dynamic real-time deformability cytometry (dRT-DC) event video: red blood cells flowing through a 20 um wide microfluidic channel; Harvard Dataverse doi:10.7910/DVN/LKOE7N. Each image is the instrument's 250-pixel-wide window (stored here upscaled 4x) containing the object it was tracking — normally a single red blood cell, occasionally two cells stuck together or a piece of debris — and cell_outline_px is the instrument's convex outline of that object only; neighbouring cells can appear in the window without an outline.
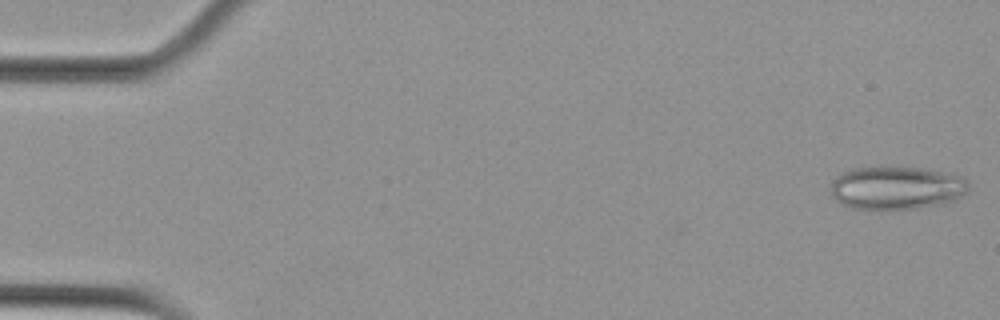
{"species": "Egyptian fruit bat (a non-hibernating species)", "species_latin": "Rousettus aegyptiacus", "temperature_condition": "cold", "stored_images_in_passage": 56, "camera_frame_rate_fps": 3000, "um_per_image_px": 0.085, "animal": {"sex": "female"}, "frame": {"image": 1, "passage_image": 1, "time_ms": 0.0, "image_size_px": [1000, 320], "cell_outline_px": [[968, 192], [964, 196], [948, 204], [916, 208], [852, 208], [840, 204], [832, 196], [832, 180], [840, 172], [852, 168], [924, 168], [964, 176], [968, 180]], "centroid_in_image_um": [76.27, 15.97], "position_along_channel_um": 8.7, "area_um2": 34.8}}
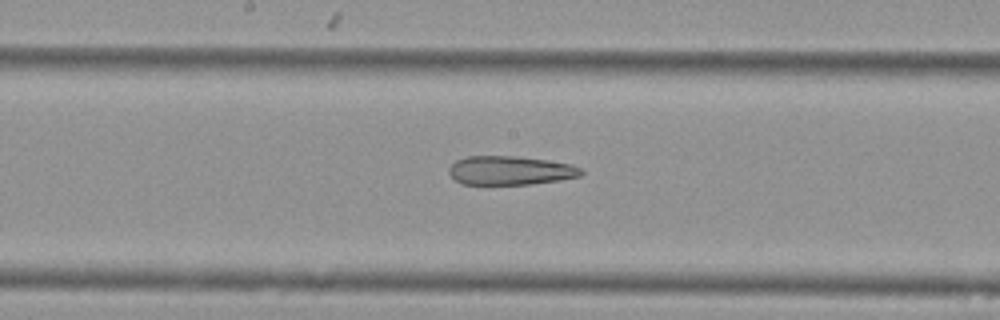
{"frame": {"image": 2, "passage_image": 29, "time_ms": 9.333, "image_size_px": [1000, 320], "cell_outline_px": [[584, 172], [580, 176], [560, 180], [532, 184], [460, 184], [448, 172], [448, 168], [456, 160], [468, 156], [516, 156], [548, 160], [572, 164], [580, 168]], "centroid_in_image_um": [43.38, 14.49], "position_along_channel_um": 204.8, "area_um2": 22.31}}
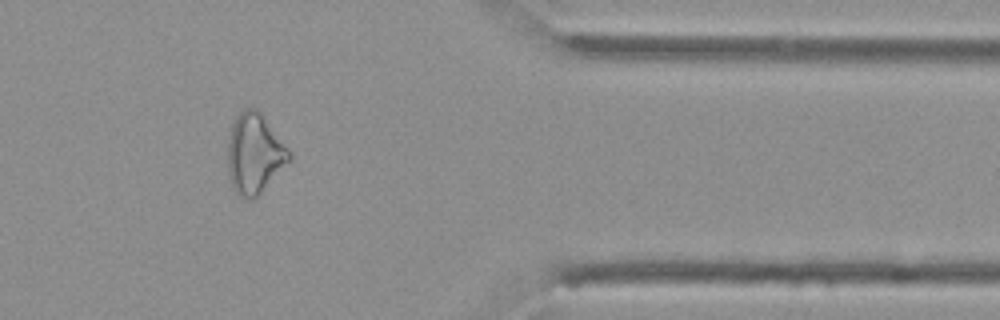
{"frame": {"image": 3, "passage_image": 46, "time_ms": 15.0, "image_size_px": [1000, 320], "cell_outline_px": [[292, 160], [252, 200], [248, 200], [240, 196], [232, 188], [228, 176], [228, 136], [232, 124], [236, 116], [244, 108], [256, 108], [260, 112], [292, 152]], "centroid_in_image_um": [21.63, 13.06], "position_along_channel_um": 389.8, "area_um2": 28.84}}